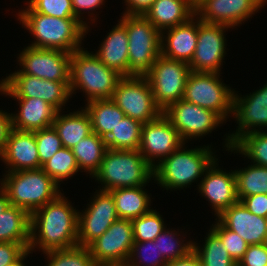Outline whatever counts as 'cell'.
Returning a JSON list of instances; mask_svg holds the SVG:
<instances>
[{"label": "cell", "instance_id": "obj_53", "mask_svg": "<svg viewBox=\"0 0 267 266\" xmlns=\"http://www.w3.org/2000/svg\"><path fill=\"white\" fill-rule=\"evenodd\" d=\"M200 0H191V2L193 3V5L195 6Z\"/></svg>", "mask_w": 267, "mask_h": 266}, {"label": "cell", "instance_id": "obj_11", "mask_svg": "<svg viewBox=\"0 0 267 266\" xmlns=\"http://www.w3.org/2000/svg\"><path fill=\"white\" fill-rule=\"evenodd\" d=\"M111 100L127 117L147 123L156 119L162 110L156 105L146 77L123 76L117 83Z\"/></svg>", "mask_w": 267, "mask_h": 266}, {"label": "cell", "instance_id": "obj_10", "mask_svg": "<svg viewBox=\"0 0 267 266\" xmlns=\"http://www.w3.org/2000/svg\"><path fill=\"white\" fill-rule=\"evenodd\" d=\"M190 72L188 63L167 58L162 54L156 59L145 77L153 91L154 101L162 111L183 98Z\"/></svg>", "mask_w": 267, "mask_h": 266}, {"label": "cell", "instance_id": "obj_34", "mask_svg": "<svg viewBox=\"0 0 267 266\" xmlns=\"http://www.w3.org/2000/svg\"><path fill=\"white\" fill-rule=\"evenodd\" d=\"M208 231L202 247L193 241V250L199 256L202 266H237L221 239L211 229Z\"/></svg>", "mask_w": 267, "mask_h": 266}, {"label": "cell", "instance_id": "obj_20", "mask_svg": "<svg viewBox=\"0 0 267 266\" xmlns=\"http://www.w3.org/2000/svg\"><path fill=\"white\" fill-rule=\"evenodd\" d=\"M217 161L218 158L205 170L197 185L198 192L210 203L216 217L239 201L234 170H221Z\"/></svg>", "mask_w": 267, "mask_h": 266}, {"label": "cell", "instance_id": "obj_41", "mask_svg": "<svg viewBox=\"0 0 267 266\" xmlns=\"http://www.w3.org/2000/svg\"><path fill=\"white\" fill-rule=\"evenodd\" d=\"M26 9L19 12H37L58 18H77L71 0H28Z\"/></svg>", "mask_w": 267, "mask_h": 266}, {"label": "cell", "instance_id": "obj_37", "mask_svg": "<svg viewBox=\"0 0 267 266\" xmlns=\"http://www.w3.org/2000/svg\"><path fill=\"white\" fill-rule=\"evenodd\" d=\"M41 169L59 185H61L65 179L68 180L80 171L72 150L66 147L59 149L42 165Z\"/></svg>", "mask_w": 267, "mask_h": 266}, {"label": "cell", "instance_id": "obj_44", "mask_svg": "<svg viewBox=\"0 0 267 266\" xmlns=\"http://www.w3.org/2000/svg\"><path fill=\"white\" fill-rule=\"evenodd\" d=\"M72 1V7L74 10V15L87 27L86 33L90 32V26L89 21H84L83 17L88 11V16H90L89 19H91L90 24L95 25V21H97V16L93 13L94 11L98 10L99 8H102V6L105 4V0H71ZM96 9V10H95ZM83 11V12H82ZM90 11V12H89ZM84 14V15H83ZM95 15V16H94Z\"/></svg>", "mask_w": 267, "mask_h": 266}, {"label": "cell", "instance_id": "obj_46", "mask_svg": "<svg viewBox=\"0 0 267 266\" xmlns=\"http://www.w3.org/2000/svg\"><path fill=\"white\" fill-rule=\"evenodd\" d=\"M28 248L23 243L0 242V266L17 260Z\"/></svg>", "mask_w": 267, "mask_h": 266}, {"label": "cell", "instance_id": "obj_17", "mask_svg": "<svg viewBox=\"0 0 267 266\" xmlns=\"http://www.w3.org/2000/svg\"><path fill=\"white\" fill-rule=\"evenodd\" d=\"M94 193L87 207L78 212V246L88 247L119 219L112 194L100 189Z\"/></svg>", "mask_w": 267, "mask_h": 266}, {"label": "cell", "instance_id": "obj_12", "mask_svg": "<svg viewBox=\"0 0 267 266\" xmlns=\"http://www.w3.org/2000/svg\"><path fill=\"white\" fill-rule=\"evenodd\" d=\"M232 118L238 124L236 132L225 134L224 148L228 150L243 135L251 132L267 131V81L252 94L242 96L234 92Z\"/></svg>", "mask_w": 267, "mask_h": 266}, {"label": "cell", "instance_id": "obj_28", "mask_svg": "<svg viewBox=\"0 0 267 266\" xmlns=\"http://www.w3.org/2000/svg\"><path fill=\"white\" fill-rule=\"evenodd\" d=\"M145 186L118 188L110 190L119 219L138 218L151 210V196Z\"/></svg>", "mask_w": 267, "mask_h": 266}, {"label": "cell", "instance_id": "obj_15", "mask_svg": "<svg viewBox=\"0 0 267 266\" xmlns=\"http://www.w3.org/2000/svg\"><path fill=\"white\" fill-rule=\"evenodd\" d=\"M70 57L71 53L62 50L27 46L18 54L17 64L21 68L12 73L70 83Z\"/></svg>", "mask_w": 267, "mask_h": 266}, {"label": "cell", "instance_id": "obj_48", "mask_svg": "<svg viewBox=\"0 0 267 266\" xmlns=\"http://www.w3.org/2000/svg\"><path fill=\"white\" fill-rule=\"evenodd\" d=\"M12 130V114L0 110V157L2 156L10 131Z\"/></svg>", "mask_w": 267, "mask_h": 266}, {"label": "cell", "instance_id": "obj_32", "mask_svg": "<svg viewBox=\"0 0 267 266\" xmlns=\"http://www.w3.org/2000/svg\"><path fill=\"white\" fill-rule=\"evenodd\" d=\"M143 123L125 116L104 139L107 149L138 150L141 142Z\"/></svg>", "mask_w": 267, "mask_h": 266}, {"label": "cell", "instance_id": "obj_25", "mask_svg": "<svg viewBox=\"0 0 267 266\" xmlns=\"http://www.w3.org/2000/svg\"><path fill=\"white\" fill-rule=\"evenodd\" d=\"M194 15L191 0H155L143 16L162 32L187 22Z\"/></svg>", "mask_w": 267, "mask_h": 266}, {"label": "cell", "instance_id": "obj_19", "mask_svg": "<svg viewBox=\"0 0 267 266\" xmlns=\"http://www.w3.org/2000/svg\"><path fill=\"white\" fill-rule=\"evenodd\" d=\"M266 3L267 0H200L195 5V15L202 22L222 24L233 30L252 18Z\"/></svg>", "mask_w": 267, "mask_h": 266}, {"label": "cell", "instance_id": "obj_42", "mask_svg": "<svg viewBox=\"0 0 267 266\" xmlns=\"http://www.w3.org/2000/svg\"><path fill=\"white\" fill-rule=\"evenodd\" d=\"M210 229L221 239L231 258L238 264L243 258L248 244L236 232L226 228L217 218Z\"/></svg>", "mask_w": 267, "mask_h": 266}, {"label": "cell", "instance_id": "obj_50", "mask_svg": "<svg viewBox=\"0 0 267 266\" xmlns=\"http://www.w3.org/2000/svg\"><path fill=\"white\" fill-rule=\"evenodd\" d=\"M166 266H202L199 256L192 250L187 256L170 261Z\"/></svg>", "mask_w": 267, "mask_h": 266}, {"label": "cell", "instance_id": "obj_43", "mask_svg": "<svg viewBox=\"0 0 267 266\" xmlns=\"http://www.w3.org/2000/svg\"><path fill=\"white\" fill-rule=\"evenodd\" d=\"M35 138L41 168L63 145L53 126L35 131Z\"/></svg>", "mask_w": 267, "mask_h": 266}, {"label": "cell", "instance_id": "obj_40", "mask_svg": "<svg viewBox=\"0 0 267 266\" xmlns=\"http://www.w3.org/2000/svg\"><path fill=\"white\" fill-rule=\"evenodd\" d=\"M164 259L155 241H134L130 256L125 266H166Z\"/></svg>", "mask_w": 267, "mask_h": 266}, {"label": "cell", "instance_id": "obj_23", "mask_svg": "<svg viewBox=\"0 0 267 266\" xmlns=\"http://www.w3.org/2000/svg\"><path fill=\"white\" fill-rule=\"evenodd\" d=\"M166 34V35H165ZM198 38V17L161 32V54L167 58L190 63Z\"/></svg>", "mask_w": 267, "mask_h": 266}, {"label": "cell", "instance_id": "obj_30", "mask_svg": "<svg viewBox=\"0 0 267 266\" xmlns=\"http://www.w3.org/2000/svg\"><path fill=\"white\" fill-rule=\"evenodd\" d=\"M84 109L90 115L93 132L104 139L126 116L111 99L87 102Z\"/></svg>", "mask_w": 267, "mask_h": 266}, {"label": "cell", "instance_id": "obj_1", "mask_svg": "<svg viewBox=\"0 0 267 266\" xmlns=\"http://www.w3.org/2000/svg\"><path fill=\"white\" fill-rule=\"evenodd\" d=\"M78 212L64 193L35 210L30 214L28 249L45 253L78 246Z\"/></svg>", "mask_w": 267, "mask_h": 266}, {"label": "cell", "instance_id": "obj_51", "mask_svg": "<svg viewBox=\"0 0 267 266\" xmlns=\"http://www.w3.org/2000/svg\"><path fill=\"white\" fill-rule=\"evenodd\" d=\"M10 205L6 192L0 187V214Z\"/></svg>", "mask_w": 267, "mask_h": 266}, {"label": "cell", "instance_id": "obj_9", "mask_svg": "<svg viewBox=\"0 0 267 266\" xmlns=\"http://www.w3.org/2000/svg\"><path fill=\"white\" fill-rule=\"evenodd\" d=\"M0 94L5 97L40 98L63 111L72 98L70 83L50 81L24 73H11L0 80Z\"/></svg>", "mask_w": 267, "mask_h": 266}, {"label": "cell", "instance_id": "obj_27", "mask_svg": "<svg viewBox=\"0 0 267 266\" xmlns=\"http://www.w3.org/2000/svg\"><path fill=\"white\" fill-rule=\"evenodd\" d=\"M80 109L68 114H62V111H58L52 124L61 139L63 147L68 149L93 133L90 115L84 109V106Z\"/></svg>", "mask_w": 267, "mask_h": 266}, {"label": "cell", "instance_id": "obj_52", "mask_svg": "<svg viewBox=\"0 0 267 266\" xmlns=\"http://www.w3.org/2000/svg\"><path fill=\"white\" fill-rule=\"evenodd\" d=\"M33 254V252L29 249H27L17 260H15L13 263L7 265V266H27L24 262V260H27V257L29 254Z\"/></svg>", "mask_w": 267, "mask_h": 266}, {"label": "cell", "instance_id": "obj_2", "mask_svg": "<svg viewBox=\"0 0 267 266\" xmlns=\"http://www.w3.org/2000/svg\"><path fill=\"white\" fill-rule=\"evenodd\" d=\"M16 14L19 23L33 36L34 41L30 47L69 53L83 48L82 41L86 37L87 27L78 18H58L37 12Z\"/></svg>", "mask_w": 267, "mask_h": 266}, {"label": "cell", "instance_id": "obj_8", "mask_svg": "<svg viewBox=\"0 0 267 266\" xmlns=\"http://www.w3.org/2000/svg\"><path fill=\"white\" fill-rule=\"evenodd\" d=\"M220 74L191 71L182 99L216 112L227 122V118L232 117L235 90L222 81Z\"/></svg>", "mask_w": 267, "mask_h": 266}, {"label": "cell", "instance_id": "obj_6", "mask_svg": "<svg viewBox=\"0 0 267 266\" xmlns=\"http://www.w3.org/2000/svg\"><path fill=\"white\" fill-rule=\"evenodd\" d=\"M100 190L148 185L153 180V167L144 159L139 150L107 149L99 170L92 177Z\"/></svg>", "mask_w": 267, "mask_h": 266}, {"label": "cell", "instance_id": "obj_21", "mask_svg": "<svg viewBox=\"0 0 267 266\" xmlns=\"http://www.w3.org/2000/svg\"><path fill=\"white\" fill-rule=\"evenodd\" d=\"M217 219L248 245L267 243V218L251 213L241 201L224 210Z\"/></svg>", "mask_w": 267, "mask_h": 266}, {"label": "cell", "instance_id": "obj_24", "mask_svg": "<svg viewBox=\"0 0 267 266\" xmlns=\"http://www.w3.org/2000/svg\"><path fill=\"white\" fill-rule=\"evenodd\" d=\"M18 102V112L12 114V128L35 132L52 126L58 112L52 105L40 98L10 97Z\"/></svg>", "mask_w": 267, "mask_h": 266}, {"label": "cell", "instance_id": "obj_4", "mask_svg": "<svg viewBox=\"0 0 267 266\" xmlns=\"http://www.w3.org/2000/svg\"><path fill=\"white\" fill-rule=\"evenodd\" d=\"M123 76L107 67L84 47L71 53L70 92L73 96L80 90L86 102L111 99L118 81Z\"/></svg>", "mask_w": 267, "mask_h": 266}, {"label": "cell", "instance_id": "obj_49", "mask_svg": "<svg viewBox=\"0 0 267 266\" xmlns=\"http://www.w3.org/2000/svg\"><path fill=\"white\" fill-rule=\"evenodd\" d=\"M126 10L124 15H144L155 0H123Z\"/></svg>", "mask_w": 267, "mask_h": 266}, {"label": "cell", "instance_id": "obj_7", "mask_svg": "<svg viewBox=\"0 0 267 266\" xmlns=\"http://www.w3.org/2000/svg\"><path fill=\"white\" fill-rule=\"evenodd\" d=\"M119 21L128 36V76L145 77L161 55V32L143 15L122 14Z\"/></svg>", "mask_w": 267, "mask_h": 266}, {"label": "cell", "instance_id": "obj_33", "mask_svg": "<svg viewBox=\"0 0 267 266\" xmlns=\"http://www.w3.org/2000/svg\"><path fill=\"white\" fill-rule=\"evenodd\" d=\"M237 196L239 201L255 194L267 195V167L249 164L242 169L234 170Z\"/></svg>", "mask_w": 267, "mask_h": 266}, {"label": "cell", "instance_id": "obj_47", "mask_svg": "<svg viewBox=\"0 0 267 266\" xmlns=\"http://www.w3.org/2000/svg\"><path fill=\"white\" fill-rule=\"evenodd\" d=\"M243 205L253 214L267 218V195L255 194L243 197L240 200Z\"/></svg>", "mask_w": 267, "mask_h": 266}, {"label": "cell", "instance_id": "obj_22", "mask_svg": "<svg viewBox=\"0 0 267 266\" xmlns=\"http://www.w3.org/2000/svg\"><path fill=\"white\" fill-rule=\"evenodd\" d=\"M0 160L7 166L5 172L40 169L35 132L12 128Z\"/></svg>", "mask_w": 267, "mask_h": 266}, {"label": "cell", "instance_id": "obj_14", "mask_svg": "<svg viewBox=\"0 0 267 266\" xmlns=\"http://www.w3.org/2000/svg\"><path fill=\"white\" fill-rule=\"evenodd\" d=\"M133 244L132 221L117 219L88 249L97 266H125Z\"/></svg>", "mask_w": 267, "mask_h": 266}, {"label": "cell", "instance_id": "obj_36", "mask_svg": "<svg viewBox=\"0 0 267 266\" xmlns=\"http://www.w3.org/2000/svg\"><path fill=\"white\" fill-rule=\"evenodd\" d=\"M180 232L179 229L176 231L175 229L173 230L166 226L154 239V241L158 243L159 252L162 253L167 262L187 256L193 250V241H187L185 239L186 237H184L187 232Z\"/></svg>", "mask_w": 267, "mask_h": 266}, {"label": "cell", "instance_id": "obj_38", "mask_svg": "<svg viewBox=\"0 0 267 266\" xmlns=\"http://www.w3.org/2000/svg\"><path fill=\"white\" fill-rule=\"evenodd\" d=\"M44 254L48 261L45 266H97L88 247L84 246L52 250Z\"/></svg>", "mask_w": 267, "mask_h": 266}, {"label": "cell", "instance_id": "obj_35", "mask_svg": "<svg viewBox=\"0 0 267 266\" xmlns=\"http://www.w3.org/2000/svg\"><path fill=\"white\" fill-rule=\"evenodd\" d=\"M240 153L250 159V164L267 167V131L251 132L243 135L232 147L225 150Z\"/></svg>", "mask_w": 267, "mask_h": 266}, {"label": "cell", "instance_id": "obj_16", "mask_svg": "<svg viewBox=\"0 0 267 266\" xmlns=\"http://www.w3.org/2000/svg\"><path fill=\"white\" fill-rule=\"evenodd\" d=\"M231 27L202 22L198 18V38L194 55L189 63L191 71L221 73L227 47L225 33Z\"/></svg>", "mask_w": 267, "mask_h": 266}, {"label": "cell", "instance_id": "obj_45", "mask_svg": "<svg viewBox=\"0 0 267 266\" xmlns=\"http://www.w3.org/2000/svg\"><path fill=\"white\" fill-rule=\"evenodd\" d=\"M237 266H267V243L248 245Z\"/></svg>", "mask_w": 267, "mask_h": 266}, {"label": "cell", "instance_id": "obj_5", "mask_svg": "<svg viewBox=\"0 0 267 266\" xmlns=\"http://www.w3.org/2000/svg\"><path fill=\"white\" fill-rule=\"evenodd\" d=\"M0 187L6 192L10 205L29 214L62 193L60 185L41 168L6 172L0 179Z\"/></svg>", "mask_w": 267, "mask_h": 266}, {"label": "cell", "instance_id": "obj_3", "mask_svg": "<svg viewBox=\"0 0 267 266\" xmlns=\"http://www.w3.org/2000/svg\"><path fill=\"white\" fill-rule=\"evenodd\" d=\"M185 144L153 168L154 181L167 191L189 188L203 178L205 170L217 158L211 145L187 149Z\"/></svg>", "mask_w": 267, "mask_h": 266}, {"label": "cell", "instance_id": "obj_39", "mask_svg": "<svg viewBox=\"0 0 267 266\" xmlns=\"http://www.w3.org/2000/svg\"><path fill=\"white\" fill-rule=\"evenodd\" d=\"M134 241L145 242L154 239L165 229L164 218L153 208L138 218L131 220Z\"/></svg>", "mask_w": 267, "mask_h": 266}, {"label": "cell", "instance_id": "obj_18", "mask_svg": "<svg viewBox=\"0 0 267 266\" xmlns=\"http://www.w3.org/2000/svg\"><path fill=\"white\" fill-rule=\"evenodd\" d=\"M183 143L177 129L161 113L156 119L142 125L141 142L138 150L154 168Z\"/></svg>", "mask_w": 267, "mask_h": 266}, {"label": "cell", "instance_id": "obj_26", "mask_svg": "<svg viewBox=\"0 0 267 266\" xmlns=\"http://www.w3.org/2000/svg\"><path fill=\"white\" fill-rule=\"evenodd\" d=\"M117 22L94 54L107 67L128 76V36L126 27L119 20Z\"/></svg>", "mask_w": 267, "mask_h": 266}, {"label": "cell", "instance_id": "obj_13", "mask_svg": "<svg viewBox=\"0 0 267 266\" xmlns=\"http://www.w3.org/2000/svg\"><path fill=\"white\" fill-rule=\"evenodd\" d=\"M162 113L177 129L184 143L206 136L226 123L216 112L183 99L170 104Z\"/></svg>", "mask_w": 267, "mask_h": 266}, {"label": "cell", "instance_id": "obj_31", "mask_svg": "<svg viewBox=\"0 0 267 266\" xmlns=\"http://www.w3.org/2000/svg\"><path fill=\"white\" fill-rule=\"evenodd\" d=\"M71 150L80 172H87L86 174H89L92 178L99 170L107 146L104 138L93 132L80 140Z\"/></svg>", "mask_w": 267, "mask_h": 266}, {"label": "cell", "instance_id": "obj_29", "mask_svg": "<svg viewBox=\"0 0 267 266\" xmlns=\"http://www.w3.org/2000/svg\"><path fill=\"white\" fill-rule=\"evenodd\" d=\"M30 241V214L9 205L0 214V242L23 243L27 248Z\"/></svg>", "mask_w": 267, "mask_h": 266}]
</instances>
